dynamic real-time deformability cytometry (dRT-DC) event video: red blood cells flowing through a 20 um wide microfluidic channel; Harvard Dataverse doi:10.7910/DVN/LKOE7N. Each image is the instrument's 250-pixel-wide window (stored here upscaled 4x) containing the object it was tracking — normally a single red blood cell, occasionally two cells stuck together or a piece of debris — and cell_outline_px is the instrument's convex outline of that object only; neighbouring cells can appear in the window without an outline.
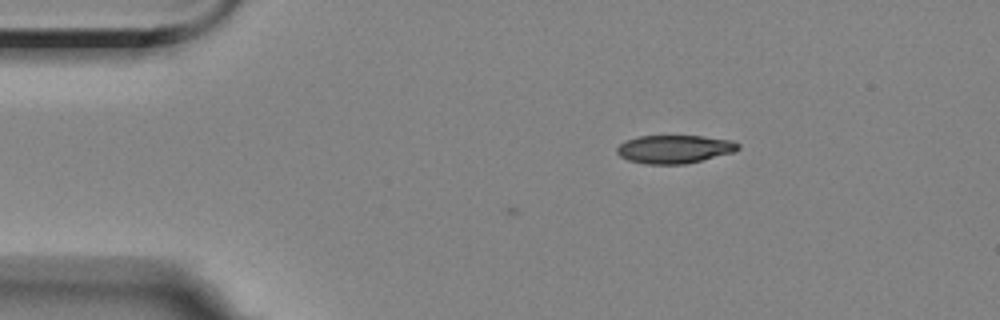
{"species": "Egyptian fruit bat (a non-hibernating species)", "species_latin": "Rousettus aegyptiacus", "temperature_condition": "room temperature", "stored_images_in_passage": 3, "camera_frame_rate_fps": 3000, "um_per_image_px": 0.085, "animal": {"sex": "female"}, "frame": {"image": 1, "passage_image": 3, "time_ms": 2.333, "image_size_px": [1000, 320], "cell_outline_px": [[740, 148], [732, 152], [684, 164], [648, 164], [628, 160], [620, 156], [616, 152], [616, 148], [620, 144], [628, 140], [640, 136], [704, 136], [732, 140], [740, 144]], "centroid_in_image_um": [57.32, 12.67], "position_along_channel_um": 27.7, "area_um2": 19.71}}